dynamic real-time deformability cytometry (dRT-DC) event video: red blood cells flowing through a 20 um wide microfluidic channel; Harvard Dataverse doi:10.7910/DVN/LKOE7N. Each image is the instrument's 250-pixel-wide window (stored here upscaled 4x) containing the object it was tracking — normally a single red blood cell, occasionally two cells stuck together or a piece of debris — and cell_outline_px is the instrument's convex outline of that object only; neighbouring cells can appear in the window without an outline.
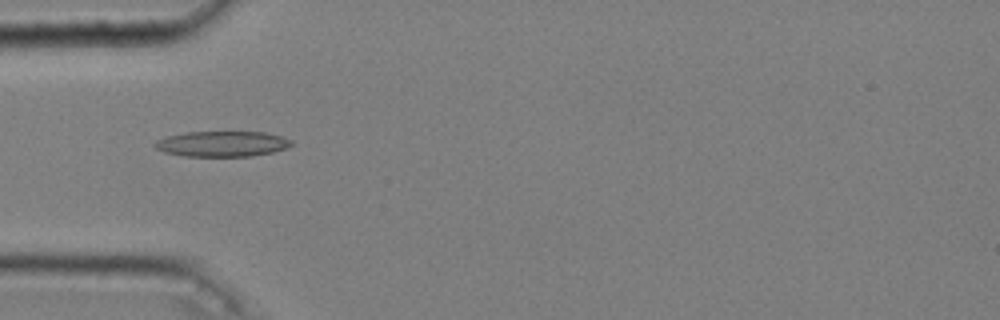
{"species": "common noctule bat (a hibernating species)", "species_latin": "Nyctalus noctula", "temperature_condition": "cold", "stored_images_in_passage": 50, "camera_frame_rate_fps": 3000, "um_per_image_px": 0.085, "animal": {"sex": "male", "body_mass_g": 20.4}, "frame": {"image": 1, "passage_image": 17, "time_ms": 5.333, "image_size_px": [1000, 320], "cell_outline_px": [[292, 144], [288, 148], [272, 152], [252, 156], [184, 156], [164, 152], [156, 148], [152, 144], [156, 140], [164, 136], [184, 132], [264, 132], [280, 136], [292, 140]], "centroid_in_image_um": [18.84, 12.22], "position_along_channel_um": 66.2, "area_um2": 20.4}}
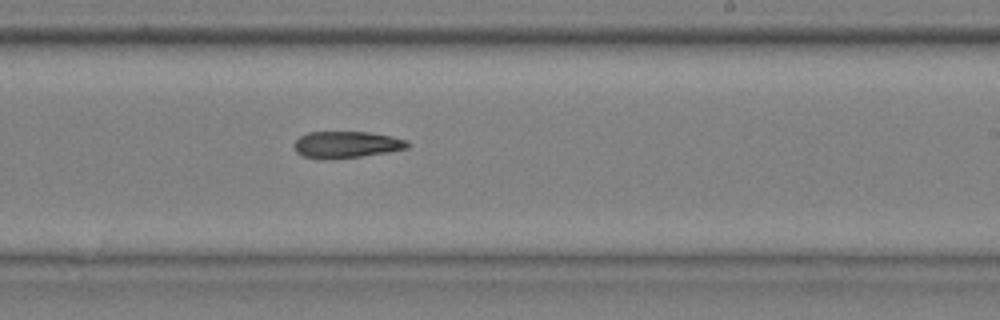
{"frame": {"image": 2, "passage_image": 33, "time_ms": 10.667, "image_size_px": [1000, 320], "cell_outline_px": [[408, 148], [388, 152], [332, 160], [320, 160], [300, 156], [296, 152], [292, 144], [300, 136], [308, 132], [368, 132], [408, 140]], "centroid_in_image_um": [29.36, 12.31], "position_along_channel_um": 259.6, "area_um2": 17.86}}
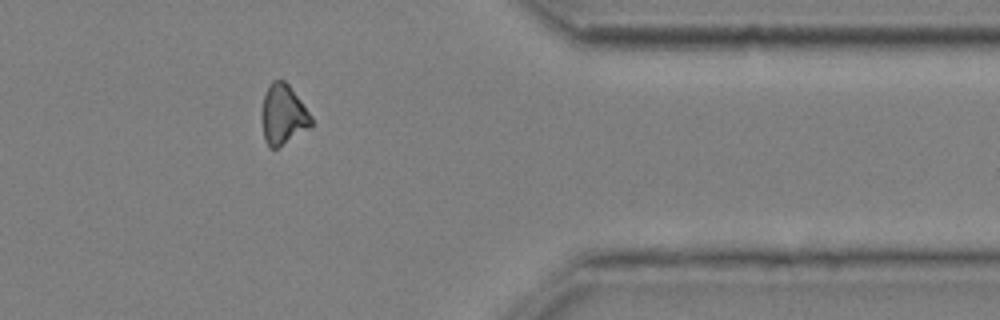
{"frame": {"image": 3, "passage_image": 45, "time_ms": 14.667, "image_size_px": [1000, 320], "cell_outline_px": [[312, 128], [276, 148], [268, 148], [264, 140], [264, 96], [268, 84], [272, 80], [284, 80], [288, 84], [312, 116]], "centroid_in_image_um": [24.11, 9.76], "position_along_channel_um": 387.3, "area_um2": 16.99}}